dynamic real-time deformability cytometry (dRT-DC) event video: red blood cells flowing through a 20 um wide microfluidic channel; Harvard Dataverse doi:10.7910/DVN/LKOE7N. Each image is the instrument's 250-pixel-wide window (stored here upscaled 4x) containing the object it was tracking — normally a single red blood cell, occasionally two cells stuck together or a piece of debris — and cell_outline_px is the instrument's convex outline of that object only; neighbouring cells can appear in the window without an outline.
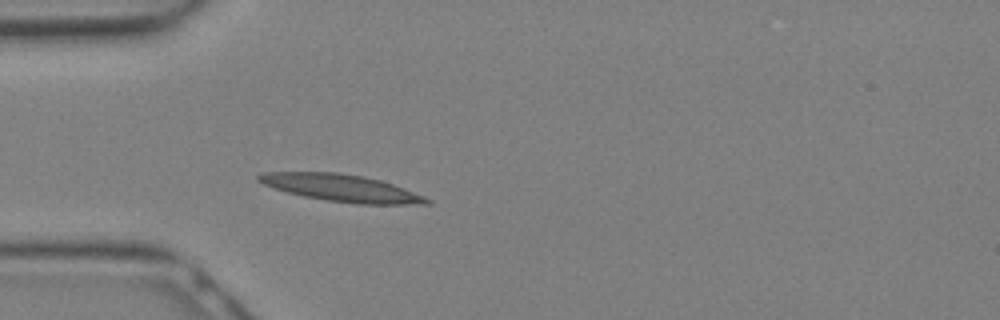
{"species": "Egyptian fruit bat (a non-hibernating species)", "species_latin": "Rousettus aegyptiacus", "temperature_condition": "warm", "stored_images_in_passage": 11, "camera_frame_rate_fps": 3000, "um_per_image_px": 0.085, "animal": {"sex": "female"}, "frame": {"image": 1, "passage_image": 7, "time_ms": 2.0, "image_size_px": [1000, 320], "cell_outline_px": [[432, 204], [356, 204], [328, 200], [304, 196], [288, 192], [264, 184], [256, 180], [256, 176], [264, 172], [340, 172], [364, 176], [380, 180], [404, 188], [424, 196], [432, 200]], "centroid_in_image_um": [29.05, 15.97], "position_along_channel_um": 56.0, "area_um2": 26.41}}
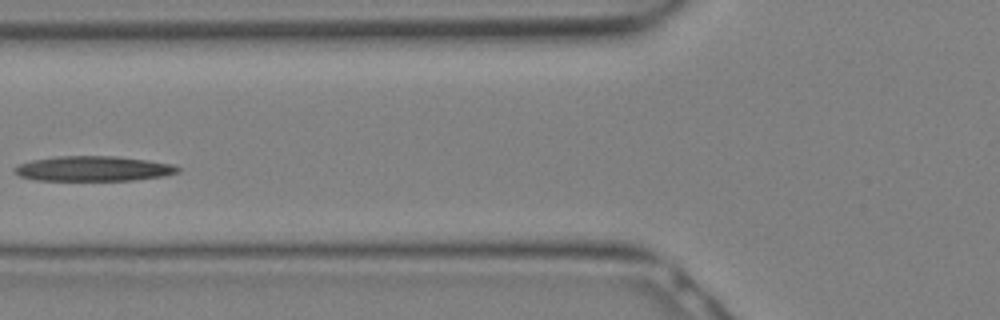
{"frame": {"image": 2, "passage_image": 10, "time_ms": 3.0, "image_size_px": [1000, 320], "cell_outline_px": [[180, 172], [164, 176], [132, 180], [36, 180], [20, 176], [16, 172], [16, 164], [32, 160], [56, 156], [116, 156], [148, 160], [176, 164], [180, 168]], "centroid_in_image_um": [7.99, 14.32], "position_along_channel_um": 117.8, "area_um2": 23.87}}